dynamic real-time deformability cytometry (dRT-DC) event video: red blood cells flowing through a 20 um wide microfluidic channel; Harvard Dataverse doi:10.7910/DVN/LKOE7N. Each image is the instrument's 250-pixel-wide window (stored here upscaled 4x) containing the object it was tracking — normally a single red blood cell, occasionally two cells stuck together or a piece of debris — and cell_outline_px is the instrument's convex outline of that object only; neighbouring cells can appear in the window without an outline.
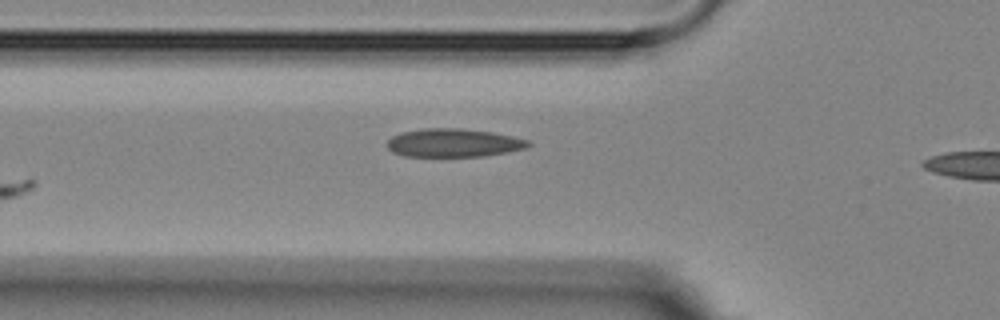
{"species": "Egyptian fruit bat (a non-hibernating species)", "species_latin": "Rousettus aegyptiacus", "temperature_condition": "room temperature", "stored_images_in_passage": 4, "segment_of_instrument_passage": [1, 2], "camera_frame_rate_fps": 3000, "um_per_image_px": 0.085, "animal": {"sex": "female"}, "frame": {"image": 1, "passage_image": 3, "time_ms": 3.333, "image_size_px": [1000, 320], "cell_outline_px": [[532, 144], [528, 148], [484, 156], [404, 156], [392, 152], [388, 148], [388, 140], [392, 136], [400, 132], [424, 128], [460, 128], [492, 132], [512, 136], [528, 140]], "centroid_in_image_um": [38.55, 12.14], "position_along_channel_um": 87.2, "area_um2": 23.35}}